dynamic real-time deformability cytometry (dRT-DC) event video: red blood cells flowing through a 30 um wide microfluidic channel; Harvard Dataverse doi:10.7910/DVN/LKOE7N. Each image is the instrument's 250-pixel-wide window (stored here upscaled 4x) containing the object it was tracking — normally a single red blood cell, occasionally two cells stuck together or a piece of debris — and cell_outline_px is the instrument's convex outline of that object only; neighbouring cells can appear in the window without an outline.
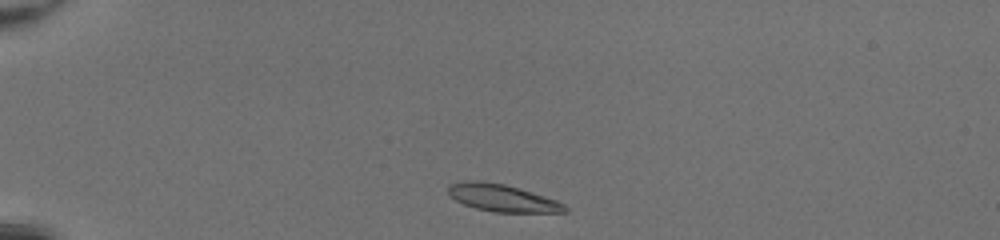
{"species": "common noctule bat (a hibernating species)", "species_latin": "Nyctalus noctula", "temperature_condition": "room temperature", "stored_images_in_passage": 37, "camera_frame_rate_fps": 3000, "um_per_image_px": 0.085, "animal": {"sex": "female", "body_mass_g": 20.0, "forearm_length_mm": 54.0}, "frame": {"image": 1, "passage_image": 1, "time_ms": 0.0, "image_size_px": [1000, 240], "cell_outline_px": [[568, 212], [492, 212], [476, 208], [464, 204], [456, 200], [448, 192], [448, 184], [468, 180], [484, 180], [504, 184], [520, 188], [556, 200], [564, 204], [568, 208]], "centroid_in_image_um": [42.69, 16.81], "position_along_channel_um": 42.3, "area_um2": 18.55}}
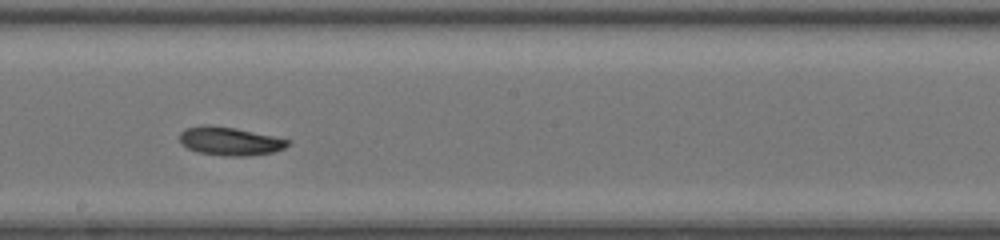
{"frame": {"image": 2, "passage_image": 18, "time_ms": 5.667, "image_size_px": [1000, 240], "cell_outline_px": [[292, 140], [284, 148], [272, 152], [248, 156], [228, 156], [196, 152], [180, 144], [180, 132], [184, 128], [200, 124], [208, 124], [236, 128]], "centroid_in_image_um": [19.49, 11.98], "position_along_channel_um": 228.7, "area_um2": 18.09}}
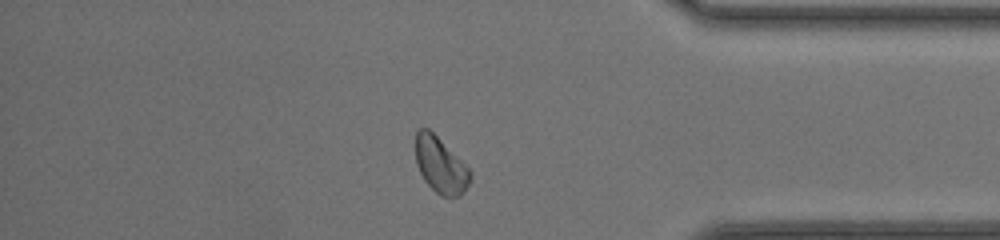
{"frame": {"image": 3, "passage_image": 31, "time_ms": 10.0, "image_size_px": [1000, 240], "cell_outline_px": [[472, 180], [464, 192], [460, 196], [440, 196], [424, 180], [416, 164], [416, 132], [420, 128], [428, 128], [472, 172]], "centroid_in_image_um": [37.45, 14.07], "position_along_channel_um": 397.7, "area_um2": 17.51}, "authors_computed_cell_mechanics": {"area_um2": 18.0914, "velocity_mm_per_s": 4.2685, "shape_relaxation_time_tau1_ms": 2.7531, "shape_relaxation_time_tau2_ms": 5.2912, "deformation_change_tau1": 0.1235, "deformation_change_tau2": 0.1012}}